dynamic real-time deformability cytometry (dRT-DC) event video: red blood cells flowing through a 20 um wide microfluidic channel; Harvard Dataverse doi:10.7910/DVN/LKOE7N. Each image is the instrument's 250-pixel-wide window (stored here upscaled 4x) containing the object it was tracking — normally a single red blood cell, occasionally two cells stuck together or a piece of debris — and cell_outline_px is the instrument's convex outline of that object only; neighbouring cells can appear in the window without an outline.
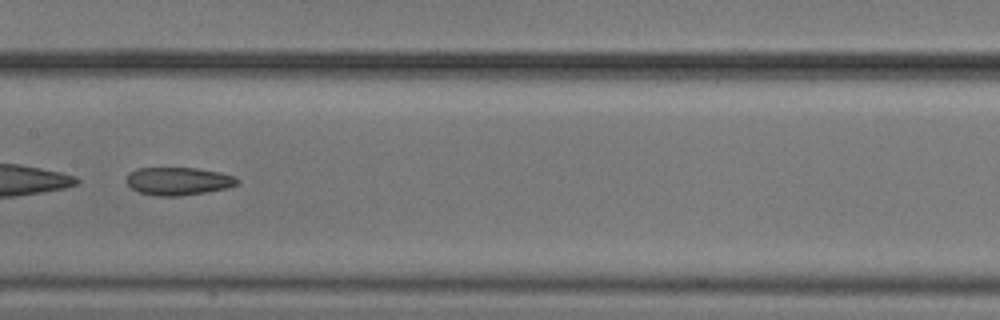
{"species": "common noctule bat (a hibernating species)", "species_latin": "Nyctalus noctula", "temperature_condition": "cold", "stored_images_in_passage": 12, "camera_frame_rate_fps": 3000, "um_per_image_px": 0.085, "animal": {"sex": "male", "body_mass_g": 20.5, "forearm_length_mm": 52.5}, "frame": {"image": 1, "passage_image": 6, "time_ms": 1.667, "image_size_px": [1000, 320], "cell_outline_px": [[240, 184], [228, 188], [180, 196], [156, 196], [140, 192], [132, 188], [128, 184], [128, 172], [136, 168], [196, 168], [220, 172], [236, 176], [240, 180]], "centroid_in_image_um": [15.21, 15.39], "position_along_channel_um": 192.2, "area_um2": 18.09}}
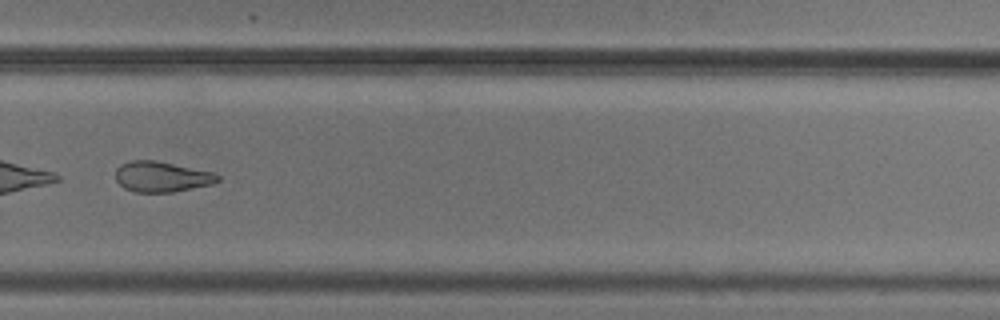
{"frame": {"image": 2, "passage_image": 9, "time_ms": 2.667, "image_size_px": [1000, 320], "cell_outline_px": [[220, 180], [212, 184], [172, 192], [136, 192], [124, 188], [116, 180], [116, 168], [120, 164], [132, 160], [152, 160], [212, 172], [220, 176]], "centroid_in_image_um": [13.72, 15.02], "position_along_channel_um": 316.1, "area_um2": 17.92}}